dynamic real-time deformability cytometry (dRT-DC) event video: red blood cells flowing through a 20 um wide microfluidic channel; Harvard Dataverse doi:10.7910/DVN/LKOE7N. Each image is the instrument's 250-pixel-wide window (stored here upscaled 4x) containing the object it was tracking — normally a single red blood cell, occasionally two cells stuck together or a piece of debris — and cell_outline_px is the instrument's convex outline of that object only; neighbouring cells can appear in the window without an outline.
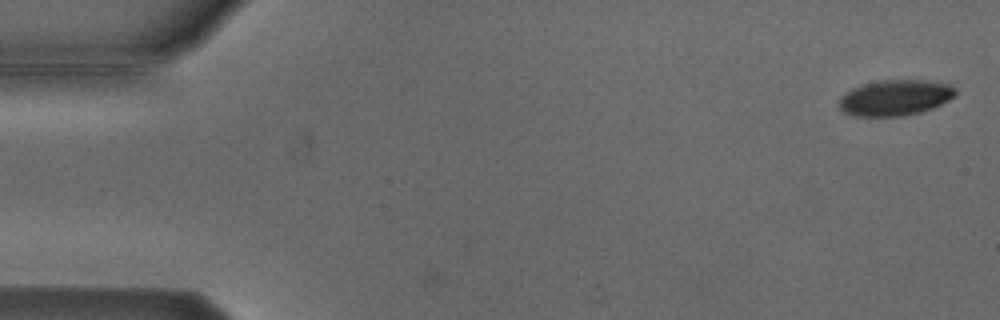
{"species": "Egyptian fruit bat (a non-hibernating species)", "species_latin": "Rousettus aegyptiacus", "temperature_condition": "cold", "stored_images_in_passage": 5, "camera_frame_rate_fps": 3000, "um_per_image_px": 0.085, "animal": {"sex": "male"}, "frame": {"image": 1, "passage_image": 1, "time_ms": 0.0, "image_size_px": [1000, 320], "cell_outline_px": [[956, 96], [932, 108], [920, 112], [904, 116], [852, 116], [844, 112], [840, 108], [840, 96], [852, 88], [860, 84], [876, 80], [928, 80], [948, 84], [956, 88]], "centroid_in_image_um": [76.08, 8.29], "position_along_channel_um": 8.9, "area_um2": 24.45}}
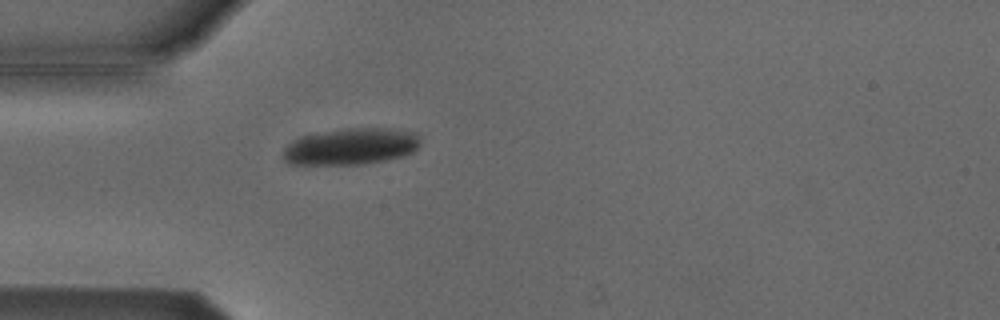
{"frame": {"image": 2, "passage_image": 5, "time_ms": 4.667, "image_size_px": [1000, 320], "cell_outline_px": [[420, 144], [412, 152], [404, 156], [364, 164], [288, 164], [284, 160], [284, 148], [288, 144], [304, 136], [316, 132], [344, 128], [400, 128], [416, 132], [420, 136]], "centroid_in_image_um": [29.89, 12.43], "position_along_channel_um": 55.1, "area_um2": 29.42}}